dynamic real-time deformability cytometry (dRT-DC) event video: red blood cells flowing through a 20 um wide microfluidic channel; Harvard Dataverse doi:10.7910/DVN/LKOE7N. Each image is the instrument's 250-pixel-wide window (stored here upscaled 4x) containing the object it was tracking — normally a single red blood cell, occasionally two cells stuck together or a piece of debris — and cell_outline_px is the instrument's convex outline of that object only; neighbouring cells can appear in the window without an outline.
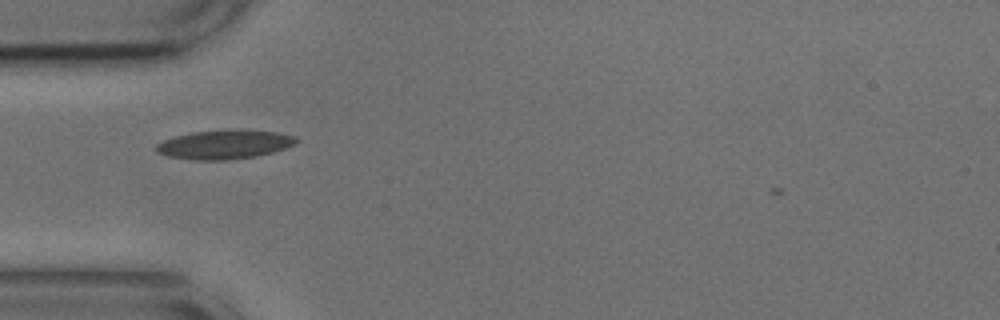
{"species": "common noctule bat (a hibernating species)", "species_latin": "Nyctalus noctula", "temperature_condition": "cold", "stored_images_in_passage": 36, "camera_frame_rate_fps": 3000, "um_per_image_px": 0.085, "animal": {"sex": "male", "body_mass_g": 17.9, "forearm_length_mm": 54.2}, "frame": {"image": 1, "passage_image": 1, "time_ms": 0.0, "image_size_px": [1000, 320], "cell_outline_px": [[300, 140], [296, 144], [272, 152], [256, 156], [228, 160], [196, 160], [168, 156], [156, 152], [156, 144], [164, 140], [176, 136], [192, 132], [276, 132], [296, 136]], "centroid_in_image_um": [19.07, 12.32], "position_along_channel_um": 65.9, "area_um2": 22.72}}
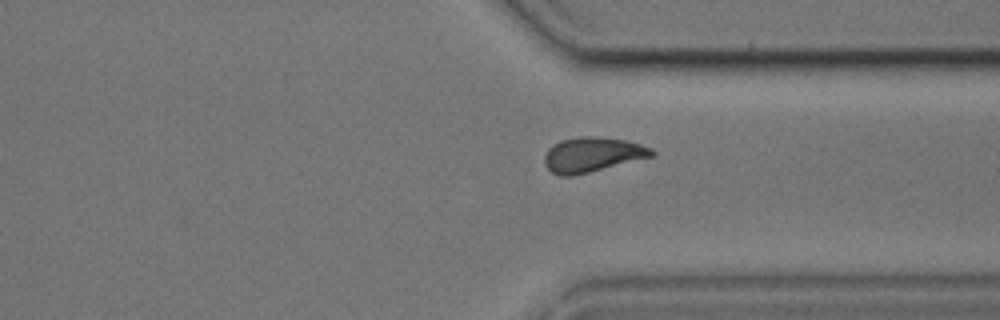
{"frame": {"image": 2, "passage_image": 25, "time_ms": 8.0, "image_size_px": [1000, 320], "cell_outline_px": [[656, 156], [572, 176], [560, 176], [552, 172], [544, 164], [544, 156], [548, 148], [552, 144], [560, 140], [580, 136], [596, 136], [624, 140], [640, 144], [652, 148], [656, 152]], "centroid_in_image_um": [50.36, 13.14], "position_along_channel_um": 361.0, "area_um2": 21.96}}
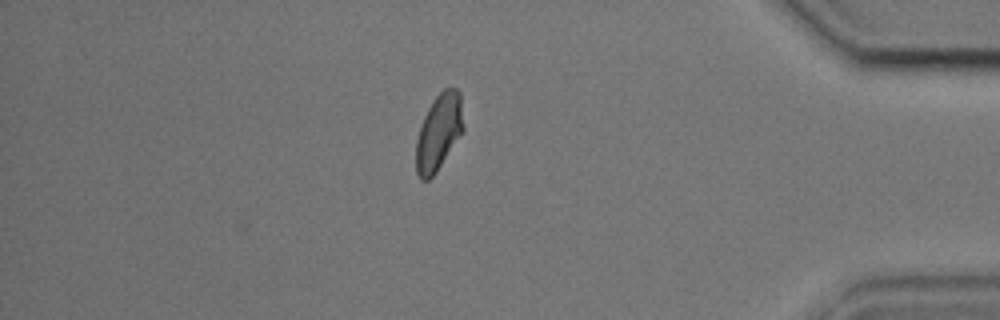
{"frame": {"image": 3, "passage_image": 31, "time_ms": 10.0, "image_size_px": [1000, 320], "cell_outline_px": [[464, 128], [436, 172], [428, 180], [420, 180], [416, 172], [416, 140], [424, 116], [428, 108], [436, 96], [444, 88], [456, 88], [460, 92]], "centroid_in_image_um": [37.28, 11.23], "position_along_channel_um": 397.9, "area_um2": 20.75}, "authors_computed_cell_mechanics": {"area_um2": 21.4438, "velocity_mm_per_s": 3.6848, "shape_relaxation_time_tau1_ms": 7.1423, "shape_relaxation_time_tau2_ms": 2.0983, "deformation_change_tau1": 0.1614, "deformation_change_tau2": 0.0656}}